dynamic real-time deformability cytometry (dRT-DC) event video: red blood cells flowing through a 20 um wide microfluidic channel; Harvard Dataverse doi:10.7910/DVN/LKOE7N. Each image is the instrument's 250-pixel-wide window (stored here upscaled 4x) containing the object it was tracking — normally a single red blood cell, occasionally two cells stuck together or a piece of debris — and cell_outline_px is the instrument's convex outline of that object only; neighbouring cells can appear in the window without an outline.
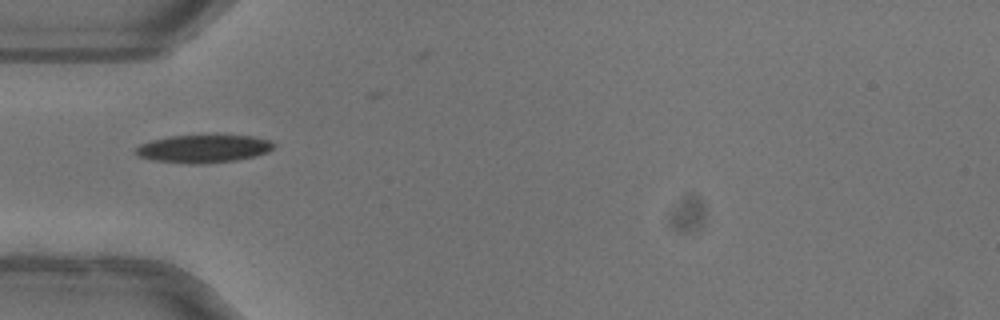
{"species": "common noctule bat (a hibernating species)", "species_latin": "Nyctalus noctula", "temperature_condition": "warm", "stored_images_in_passage": 3, "camera_frame_rate_fps": 3000, "um_per_image_px": 0.085, "animal": {"sex": "female"}, "frame": {"image": 1, "passage_image": 1, "time_ms": 0.0, "image_size_px": [1000, 320], "cell_outline_px": [[276, 144], [268, 152], [256, 156], [236, 160], [204, 164], [188, 164], [152, 160], [140, 156], [132, 152], [140, 144], [152, 140], [168, 136], [252, 136], [268, 140]], "centroid_in_image_um": [17.27, 12.65], "position_along_channel_um": 67.7, "area_um2": 22.37}}